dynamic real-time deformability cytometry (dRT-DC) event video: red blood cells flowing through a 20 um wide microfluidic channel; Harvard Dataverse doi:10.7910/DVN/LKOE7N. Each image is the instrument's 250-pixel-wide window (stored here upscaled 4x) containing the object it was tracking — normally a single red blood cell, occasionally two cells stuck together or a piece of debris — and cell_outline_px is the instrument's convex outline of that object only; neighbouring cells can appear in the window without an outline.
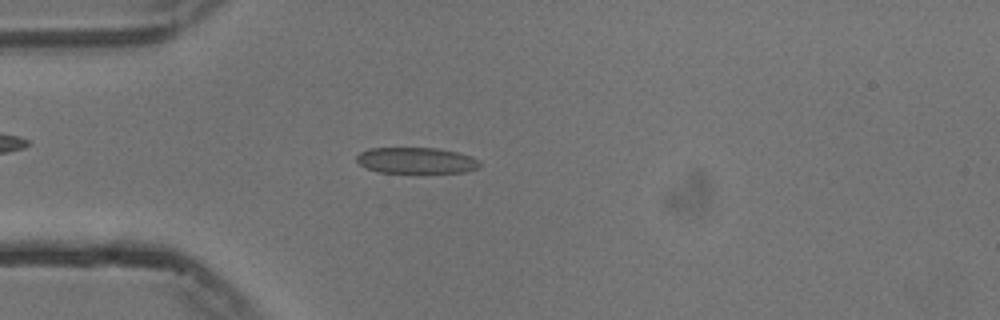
{"species": "common noctule bat (a hibernating species)", "species_latin": "Nyctalus noctula", "temperature_condition": "cold", "stored_images_in_passage": 54, "camera_frame_rate_fps": 3000, "um_per_image_px": 0.085, "animal": {"sex": "male", "body_mass_g": 13.3}, "frame": {"image": 1, "passage_image": 14, "time_ms": 4.333, "image_size_px": [1000, 320], "cell_outline_px": [[480, 168], [464, 172], [380, 172], [368, 168], [360, 164], [356, 160], [356, 156], [360, 152], [368, 148], [436, 148], [456, 152], [472, 156], [480, 160]], "centroid_in_image_um": [35.41, 13.63], "position_along_channel_um": 49.6, "area_um2": 18.61}}
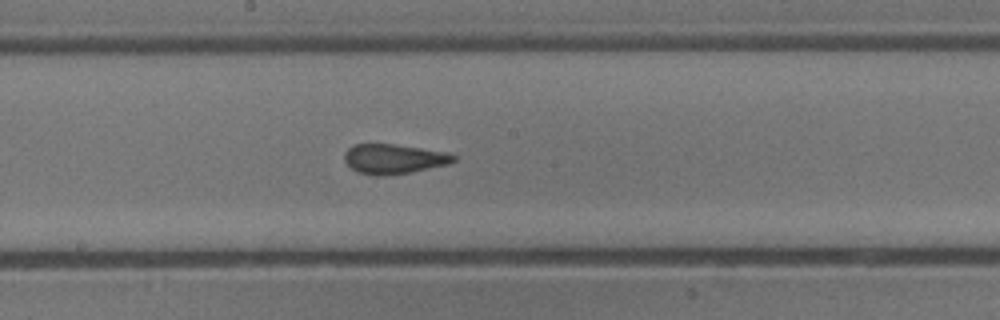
{"frame": {"image": 2, "passage_image": 28, "time_ms": 9.0, "image_size_px": [1000, 320], "cell_outline_px": [[456, 160], [448, 164], [408, 172], [384, 176], [376, 176], [356, 172], [344, 160], [344, 152], [352, 144], [392, 144], [420, 148], [444, 152], [456, 156]], "centroid_in_image_um": [33.41, 13.51], "position_along_channel_um": 214.8, "area_um2": 18.73}}
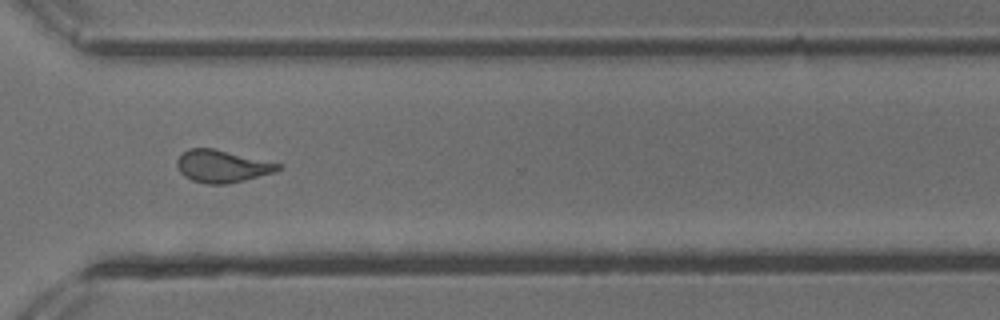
{"frame": {"image": 3, "passage_image": 39, "time_ms": 12.667, "image_size_px": [1000, 320], "cell_outline_px": [[284, 168], [272, 172], [244, 180], [224, 184], [208, 184], [192, 180], [184, 176], [180, 172], [176, 164], [176, 160], [188, 148], [212, 148], [284, 164]], "centroid_in_image_um": [18.88, 14.12], "position_along_channel_um": 351.7, "area_um2": 18.96}, "authors_computed_cell_mechanics": {"area_um2": 19.1318, "velocity_mm_per_s": 3.7377, "shape_relaxation_time_tau1_ms": null, "shape_relaxation_time_tau2_ms": 1.4237, "deformation_change_tau1": null, "deformation_change_tau2": 0.072}}